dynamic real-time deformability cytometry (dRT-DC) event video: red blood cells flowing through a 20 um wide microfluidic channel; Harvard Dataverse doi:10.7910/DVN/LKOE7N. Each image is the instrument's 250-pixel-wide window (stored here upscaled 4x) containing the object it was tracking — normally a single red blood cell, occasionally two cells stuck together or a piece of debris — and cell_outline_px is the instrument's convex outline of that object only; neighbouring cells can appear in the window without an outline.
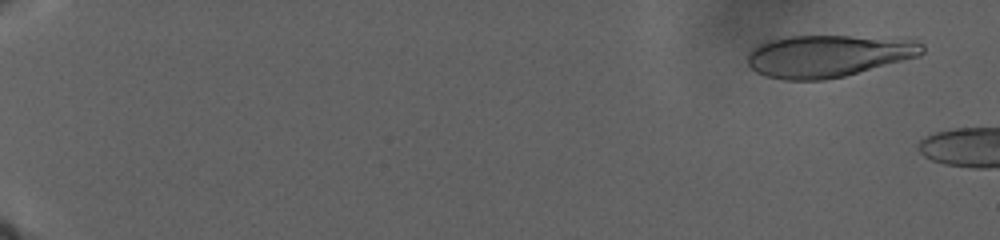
{"species": "human", "species_latin": "Homo sapiens", "temperature_condition": "warm", "stored_images_in_passage": 8, "camera_frame_rate_fps": 3000, "um_per_image_px": 0.085, "donor": {"sex": "male"}, "frame": {"image": 1, "passage_image": 3, "time_ms": 1.667, "image_size_px": [1000, 240], "cell_outline_px": [[924, 52], [920, 56], [844, 76], [824, 80], [784, 80], [764, 76], [756, 72], [748, 64], [748, 52], [756, 44], [768, 40], [788, 36], [848, 36], [916, 40], [924, 44]], "centroid_in_image_um": [70.36, 4.75], "position_along_channel_um": 14.6, "area_um2": 43.06}}